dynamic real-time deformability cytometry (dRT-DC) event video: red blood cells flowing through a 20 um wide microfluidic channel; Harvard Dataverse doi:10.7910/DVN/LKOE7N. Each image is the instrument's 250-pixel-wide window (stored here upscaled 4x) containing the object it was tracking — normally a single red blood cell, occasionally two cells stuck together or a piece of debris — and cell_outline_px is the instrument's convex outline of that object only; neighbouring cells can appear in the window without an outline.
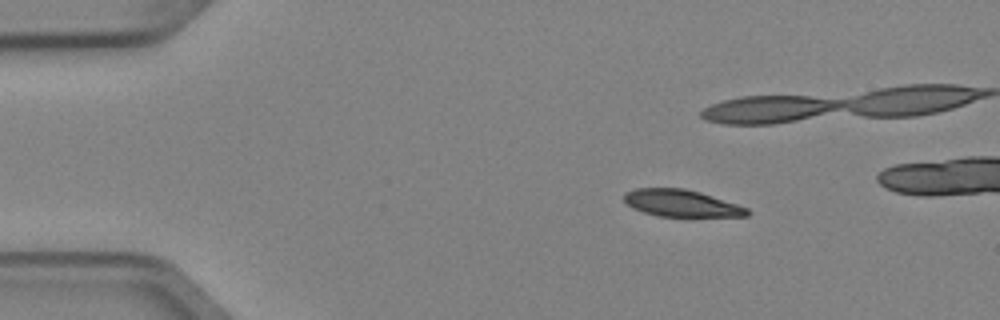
{"species": "Egyptian fruit bat (a non-hibernating species)", "species_latin": "Rousettus aegyptiacus", "temperature_condition": "cold", "stored_images_in_passage": 4, "camera_frame_rate_fps": 3000, "um_per_image_px": 0.085, "animal": {"sex": "female"}, "frame": {"image": 1, "passage_image": 1, "time_ms": 0.0, "image_size_px": [1000, 320], "cell_outline_px": [[748, 216], [660, 216], [644, 212], [632, 208], [624, 200], [624, 192], [636, 188], [684, 188], [700, 192], [748, 208]], "centroid_in_image_um": [57.87, 17.26], "position_along_channel_um": 27.1, "area_um2": 19.07}}